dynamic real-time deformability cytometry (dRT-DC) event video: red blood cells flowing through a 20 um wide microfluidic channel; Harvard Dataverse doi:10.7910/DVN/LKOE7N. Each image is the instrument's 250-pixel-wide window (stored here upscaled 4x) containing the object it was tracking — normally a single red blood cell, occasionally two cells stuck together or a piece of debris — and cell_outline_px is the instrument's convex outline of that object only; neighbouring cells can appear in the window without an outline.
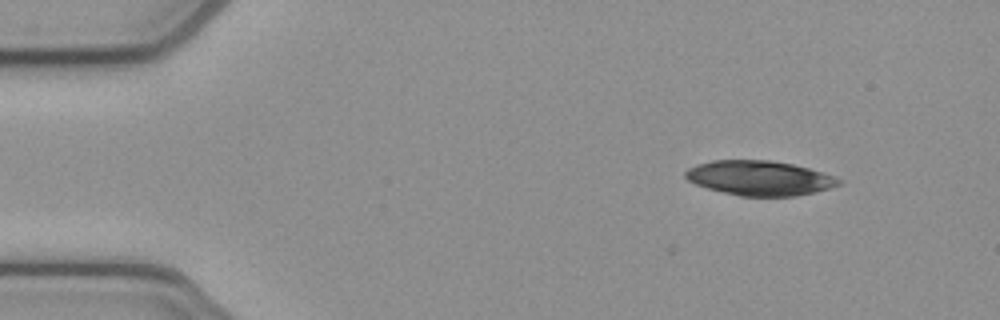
{"species": "common noctule bat (a hibernating species)", "species_latin": "Nyctalus noctula", "temperature_condition": "cold", "stored_images_in_passage": 3, "camera_frame_rate_fps": 3000, "um_per_image_px": 0.085, "animal": {"sex": "female", "body_mass_g": 21.9}, "frame": {"image": 1, "passage_image": 1, "time_ms": 0.0, "image_size_px": [1000, 320], "cell_outline_px": [[844, 180], [840, 184], [816, 192], [796, 196], [740, 196], [708, 188], [696, 184], [688, 180], [684, 176], [684, 172], [688, 168], [696, 164], [712, 160], [768, 160], [792, 164], [824, 172], [836, 176]], "centroid_in_image_um": [64.58, 15.13], "position_along_channel_um": 20.4, "area_um2": 31.1}}